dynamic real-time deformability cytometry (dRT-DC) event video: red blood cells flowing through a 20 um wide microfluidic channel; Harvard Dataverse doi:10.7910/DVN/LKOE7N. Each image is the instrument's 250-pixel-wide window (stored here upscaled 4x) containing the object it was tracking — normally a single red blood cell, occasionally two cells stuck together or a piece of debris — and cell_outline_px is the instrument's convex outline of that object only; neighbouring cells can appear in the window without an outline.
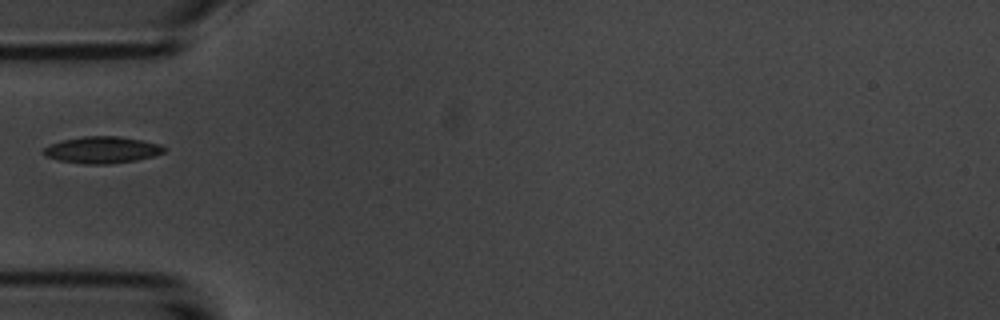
{"species": "common noctule bat (a hibernating species)", "species_latin": "Nyctalus noctula", "temperature_condition": "room temperature", "stored_images_in_passage": 38, "camera_frame_rate_fps": 3000, "um_per_image_px": 0.085, "animal": {"sex": "male", "body_mass_g": 20.1, "forearm_length_mm": 53.5}, "frame": {"image": 1, "passage_image": 1, "time_ms": 0.0, "image_size_px": [1000, 320], "cell_outline_px": [[164, 152], [152, 156], [136, 160], [108, 164], [84, 164], [60, 160], [44, 156], [40, 152], [44, 148], [52, 144], [64, 140], [84, 136], [120, 136], [160, 144], [164, 148]], "centroid_in_image_um": [8.65, 12.74], "position_along_channel_um": 76.4, "area_um2": 18.55}}
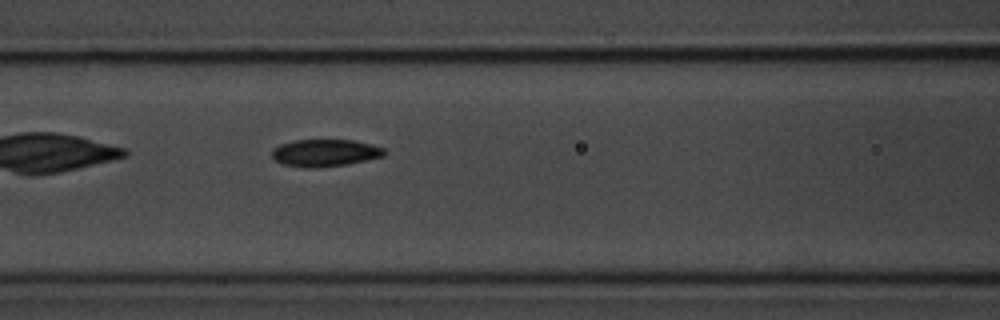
{"frame": {"image": 2, "passage_image": 6, "time_ms": 1.667, "image_size_px": [1000, 320], "cell_outline_px": [[388, 152], [384, 156], [368, 160], [348, 164], [316, 168], [304, 168], [284, 164], [276, 160], [272, 156], [272, 148], [280, 144], [292, 140], [352, 140], [372, 144], [384, 148]], "centroid_in_image_um": [27.65, 12.99], "position_along_channel_um": 139.0, "area_um2": 18.03}}